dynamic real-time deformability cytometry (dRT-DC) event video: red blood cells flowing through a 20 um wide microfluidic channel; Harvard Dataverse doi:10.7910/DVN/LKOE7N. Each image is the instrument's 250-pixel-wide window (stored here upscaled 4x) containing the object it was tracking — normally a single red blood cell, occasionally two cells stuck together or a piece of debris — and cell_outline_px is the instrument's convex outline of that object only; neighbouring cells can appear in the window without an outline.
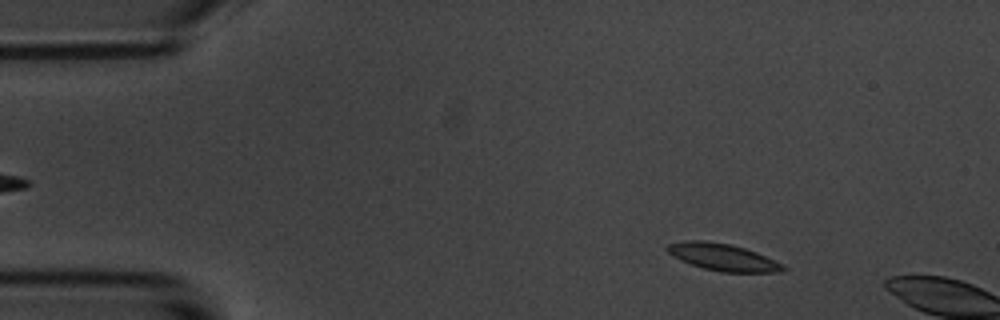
{"species": "common noctule bat (a hibernating species)", "species_latin": "Nyctalus noctula", "temperature_condition": "room temperature", "stored_images_in_passage": 10, "camera_frame_rate_fps": 3000, "um_per_image_px": 0.085, "animal": {"sex": "male", "body_mass_g": 20.1, "forearm_length_mm": 53.5}, "frame": {"image": 1, "passage_image": 7, "time_ms": 2.0, "image_size_px": [1000, 320], "cell_outline_px": [[788, 268], [780, 272], [720, 272], [704, 268], [680, 260], [668, 252], [664, 248], [668, 244], [684, 240], [704, 240], [728, 244], [744, 248], [756, 252]], "centroid_in_image_um": [61.39, 21.85], "position_along_channel_um": 23.6, "area_um2": 17.98}}